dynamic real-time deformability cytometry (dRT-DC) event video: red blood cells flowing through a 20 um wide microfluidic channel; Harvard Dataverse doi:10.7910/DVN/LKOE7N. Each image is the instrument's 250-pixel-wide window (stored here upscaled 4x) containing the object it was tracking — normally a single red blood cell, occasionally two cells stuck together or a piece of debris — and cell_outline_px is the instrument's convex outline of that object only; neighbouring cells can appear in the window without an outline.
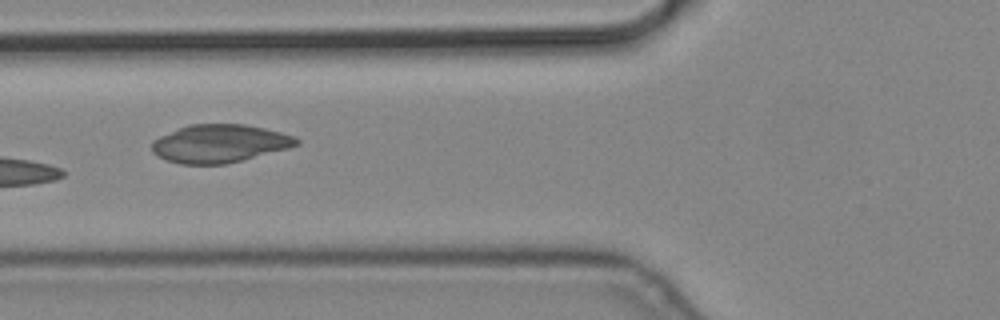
{"species": "common noctule bat (a hibernating species)", "species_latin": "Nyctalus noctula", "temperature_condition": "cold", "stored_images_in_passage": 4, "camera_frame_rate_fps": 3000, "um_per_image_px": 0.085, "animal": {"sex": "male", "body_mass_g": 19.2, "forearm_length_mm": 51.8}, "frame": {"image": 1, "passage_image": 3, "time_ms": 0.667, "image_size_px": [1000, 320], "cell_outline_px": [[300, 144], [288, 148], [224, 164], [180, 164], [156, 156], [152, 152], [152, 140], [160, 136], [188, 124], [244, 124], [264, 128], [296, 136], [300, 140]], "centroid_in_image_um": [18.65, 12.19], "position_along_channel_um": 107.1, "area_um2": 31.96}}
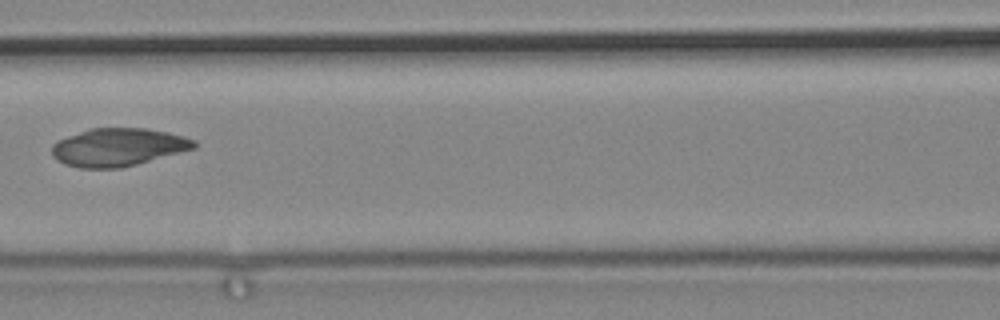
{"frame": {"image": 2, "passage_image": 4, "time_ms": 1.0, "image_size_px": [1000, 320], "cell_outline_px": [[196, 148], [136, 164], [120, 168], [80, 168], [64, 164], [56, 160], [52, 156], [52, 144], [56, 140], [88, 128], [144, 128], [168, 132], [184, 136], [196, 140]], "centroid_in_image_um": [10.01, 12.5], "position_along_channel_um": 156.6, "area_um2": 31.62}}